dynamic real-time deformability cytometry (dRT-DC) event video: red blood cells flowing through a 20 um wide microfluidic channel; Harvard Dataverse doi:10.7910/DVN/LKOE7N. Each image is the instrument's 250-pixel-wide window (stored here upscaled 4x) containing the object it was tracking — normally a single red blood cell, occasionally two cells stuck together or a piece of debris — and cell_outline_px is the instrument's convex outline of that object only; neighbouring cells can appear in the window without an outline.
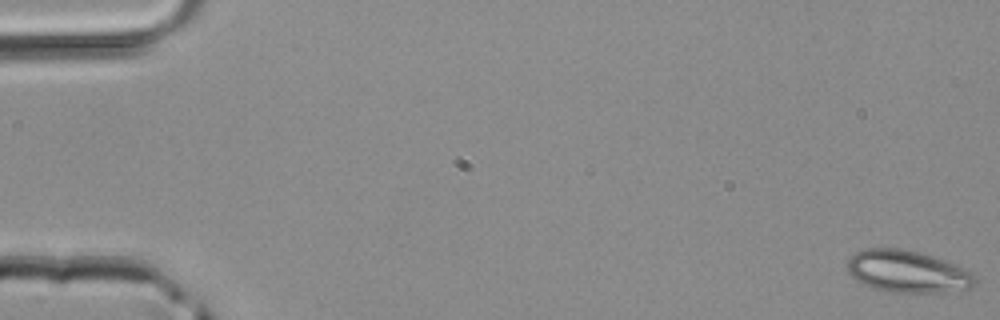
{"species": "common noctule bat (a hibernating species)", "species_latin": "Nyctalus noctula", "temperature_condition": "room temperature", "stored_images_in_passage": 5, "camera_frame_rate_fps": 3000, "um_per_image_px": 0.085, "animal": {"sex": "male", "body_mass_g": 20.4}, "frame": {"image": 1, "passage_image": 1, "time_ms": 0.0, "image_size_px": [1000, 320], "cell_outline_px": [[976, 284], [972, 288], [944, 292], [888, 292], [864, 284], [856, 280], [848, 272], [848, 260], [856, 252], [864, 248], [900, 248], [920, 252], [968, 268], [976, 276]], "centroid_in_image_um": [77.19, 23.07], "position_along_channel_um": 7.8, "area_um2": 31.5}}